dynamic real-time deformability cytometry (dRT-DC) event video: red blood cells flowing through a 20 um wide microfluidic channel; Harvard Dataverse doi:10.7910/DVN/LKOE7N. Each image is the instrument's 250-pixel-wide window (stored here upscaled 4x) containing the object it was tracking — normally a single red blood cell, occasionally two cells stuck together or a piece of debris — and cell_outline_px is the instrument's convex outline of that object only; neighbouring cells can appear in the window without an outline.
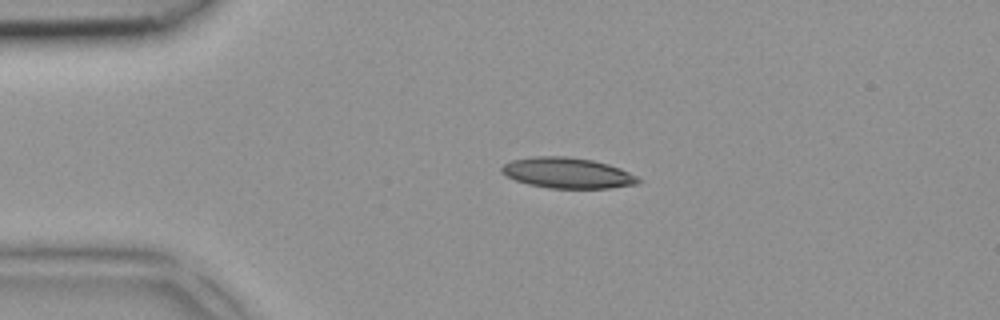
{"species": "common noctule bat (a hibernating species)", "species_latin": "Nyctalus noctula", "temperature_condition": "room temperature", "stored_images_in_passage": 1, "camera_frame_rate_fps": 3000, "um_per_image_px": 0.085, "animal": {"sex": "female", "body_mass_g": 18.4}, "frame": {"image": 1, "passage_image": 1, "time_ms": 0.0, "image_size_px": [1000, 320], "cell_outline_px": [[644, 180], [636, 184], [612, 188], [548, 188], [528, 184], [516, 180], [500, 172], [500, 168], [504, 164], [512, 160], [532, 156], [564, 156], [592, 160], [608, 164], [620, 168]], "centroid_in_image_um": [48.23, 14.7], "position_along_channel_um": 36.8, "area_um2": 24.39}}